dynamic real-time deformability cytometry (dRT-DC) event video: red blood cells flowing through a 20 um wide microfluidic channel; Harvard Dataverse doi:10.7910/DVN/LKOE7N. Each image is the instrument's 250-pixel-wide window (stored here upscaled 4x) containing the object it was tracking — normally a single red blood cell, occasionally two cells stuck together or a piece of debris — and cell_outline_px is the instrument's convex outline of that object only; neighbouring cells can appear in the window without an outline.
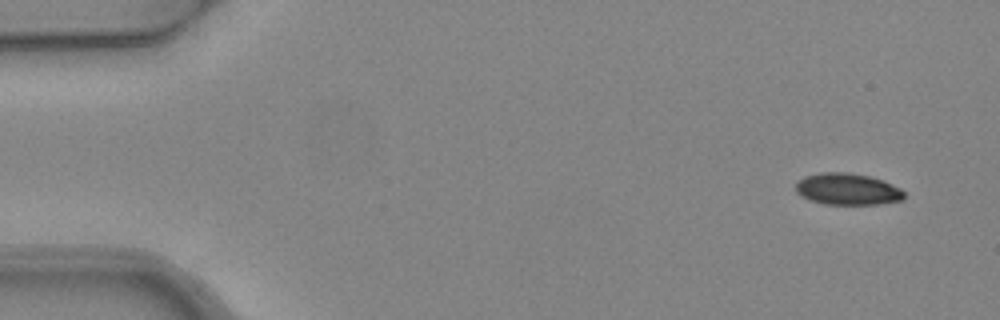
{"species": "common noctule bat (a hibernating species)", "species_latin": "Nyctalus noctula", "temperature_condition": "warm", "stored_images_in_passage": 3, "camera_frame_rate_fps": 3000, "um_per_image_px": 0.085, "animal": {"sex": "female", "body_mass_g": 24.6, "forearm_length_mm": 56.2}, "frame": {"image": 1, "passage_image": 1, "time_ms": 0.0, "image_size_px": [1000, 320], "cell_outline_px": [[904, 200], [880, 204], [824, 204], [808, 200], [800, 196], [796, 192], [796, 184], [804, 176], [820, 172], [848, 172], [868, 176], [884, 180], [900, 188], [904, 192]], "centroid_in_image_um": [72.03, 16.08], "position_along_channel_um": 13.0, "area_um2": 20.17}}